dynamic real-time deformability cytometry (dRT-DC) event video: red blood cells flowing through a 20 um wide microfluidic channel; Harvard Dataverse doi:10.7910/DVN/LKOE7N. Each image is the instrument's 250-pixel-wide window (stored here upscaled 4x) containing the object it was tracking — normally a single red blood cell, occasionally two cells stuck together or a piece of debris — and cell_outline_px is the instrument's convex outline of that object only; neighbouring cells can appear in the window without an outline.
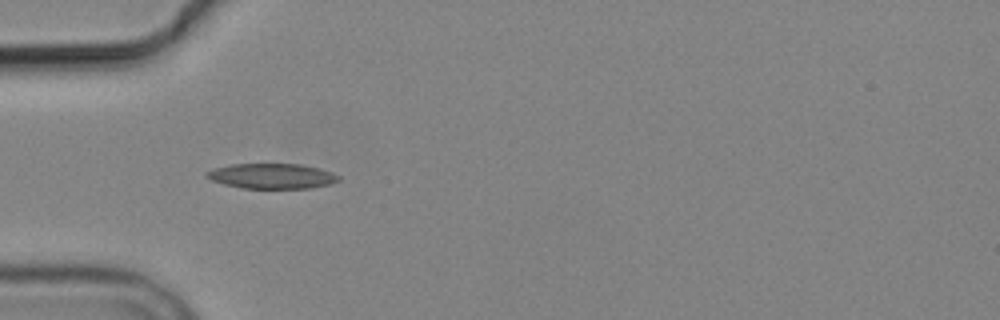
{"species": "common noctule bat (a hibernating species)", "species_latin": "Nyctalus noctula", "temperature_condition": "cold", "stored_images_in_passage": 10, "camera_frame_rate_fps": 3000, "um_per_image_px": 0.085, "animal": {"sex": "male", "body_mass_g": 19.2, "forearm_length_mm": 51.8}, "frame": {"image": 1, "passage_image": 4, "time_ms": 4.333, "image_size_px": [1000, 320], "cell_outline_px": [[340, 180], [332, 184], [308, 188], [240, 188], [224, 184], [212, 180], [204, 176], [204, 172], [212, 168], [232, 164], [300, 164], [320, 168], [332, 172], [340, 176]], "centroid_in_image_um": [23.1, 14.96], "position_along_channel_um": 61.9, "area_um2": 19.54}}
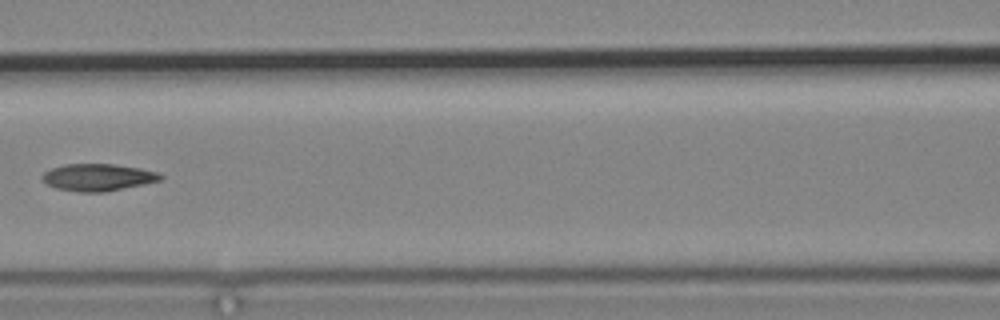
{"frame": {"image": 2, "passage_image": 6, "time_ms": 7.0, "image_size_px": [1000, 320], "cell_outline_px": [[164, 176], [160, 180], [144, 184], [104, 192], [80, 192], [56, 188], [48, 184], [40, 176], [44, 172], [52, 168], [64, 164], [112, 164], [140, 168], [156, 172]], "centroid_in_image_um": [8.31, 15.07], "position_along_channel_um": 158.3, "area_um2": 18.5}}
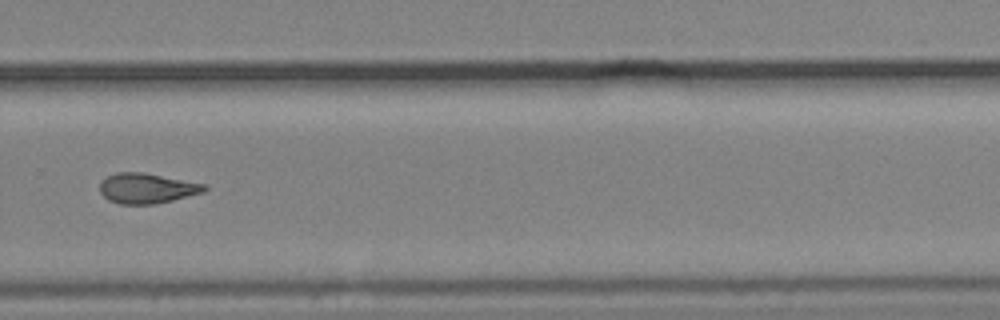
{"frame": {"image": 3, "passage_image": 10, "time_ms": 11.333, "image_size_px": [1000, 320], "cell_outline_px": [[208, 188], [204, 192], [156, 204], [120, 204], [108, 200], [100, 192], [100, 184], [108, 176], [116, 172], [144, 172], [208, 184]], "centroid_in_image_um": [12.52, 16.0], "position_along_channel_um": 317.3, "area_um2": 18.5}}